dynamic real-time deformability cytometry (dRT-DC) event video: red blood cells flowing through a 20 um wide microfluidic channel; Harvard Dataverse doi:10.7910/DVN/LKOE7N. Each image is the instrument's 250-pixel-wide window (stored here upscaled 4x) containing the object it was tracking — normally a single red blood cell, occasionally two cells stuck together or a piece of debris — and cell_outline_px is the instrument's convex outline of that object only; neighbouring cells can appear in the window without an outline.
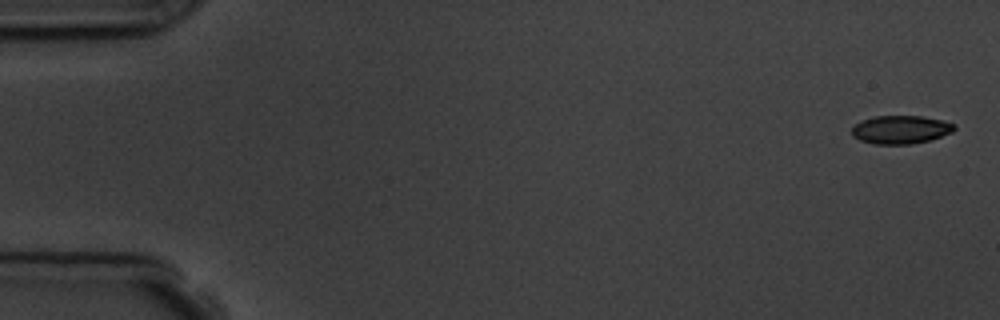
{"species": "common noctule bat (a hibernating species)", "species_latin": "Nyctalus noctula", "temperature_condition": "room temperature", "stored_images_in_passage": 4, "camera_frame_rate_fps": 3000, "um_per_image_px": 0.085, "animal": {"sex": "male", "body_mass_g": 19.5, "forearm_length_mm": 54.6}, "frame": {"image": 1, "passage_image": 1, "time_ms": 0.0, "image_size_px": [1000, 320], "cell_outline_px": [[956, 128], [952, 132], [928, 140], [912, 144], [872, 144], [860, 140], [852, 136], [852, 128], [860, 120], [876, 116], [920, 116], [940, 120], [956, 124]], "centroid_in_image_um": [76.53, 11.02], "position_along_channel_um": 8.5, "area_um2": 16.82}}
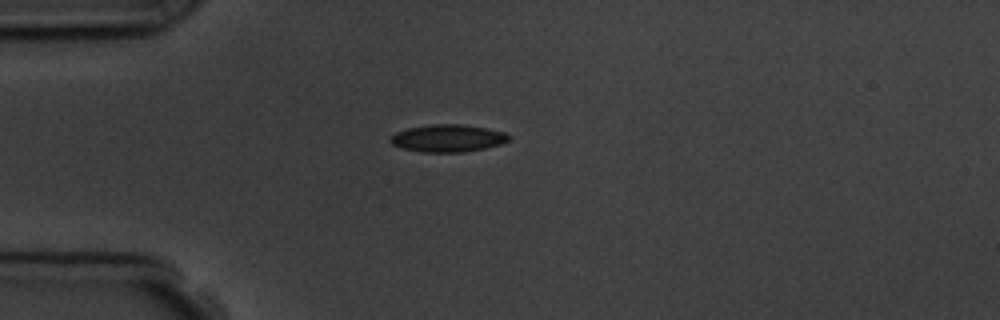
{"frame": {"image": 2, "passage_image": 4, "time_ms": 4.333, "image_size_px": [1000, 320], "cell_outline_px": [[512, 136], [508, 140], [500, 144], [484, 148], [464, 152], [424, 152], [404, 148], [392, 144], [388, 140], [396, 132], [408, 128], [432, 124], [460, 124], [488, 128], [504, 132]], "centroid_in_image_um": [38.08, 11.74], "position_along_channel_um": 46.9, "area_um2": 18.79}}